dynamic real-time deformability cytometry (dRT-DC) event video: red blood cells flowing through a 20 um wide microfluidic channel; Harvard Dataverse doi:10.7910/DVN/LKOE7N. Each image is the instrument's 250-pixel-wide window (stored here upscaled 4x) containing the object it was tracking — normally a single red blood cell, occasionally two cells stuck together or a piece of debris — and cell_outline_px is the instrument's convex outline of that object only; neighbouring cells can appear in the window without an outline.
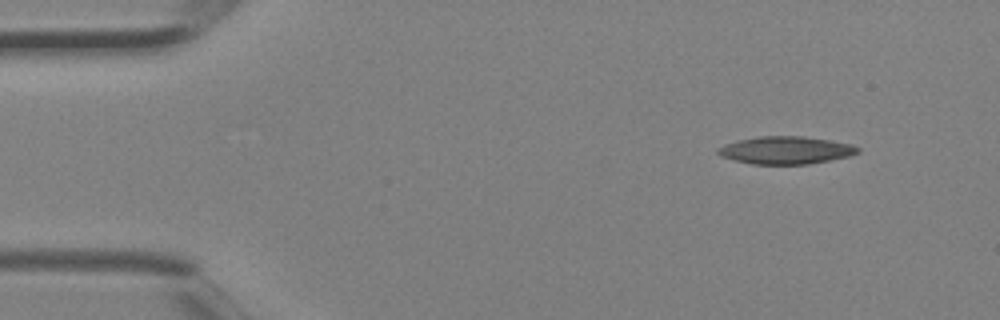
{"species": "Egyptian fruit bat (a non-hibernating species)", "species_latin": "Rousettus aegyptiacus", "temperature_condition": "room temperature", "stored_images_in_passage": 4, "camera_frame_rate_fps": 3000, "um_per_image_px": 0.085, "animal": {"sex": "female"}, "frame": {"image": 1, "passage_image": 4, "time_ms": 1.0, "image_size_px": [1000, 320], "cell_outline_px": [[860, 152], [848, 156], [808, 164], [752, 164], [720, 156], [716, 152], [716, 148], [724, 144], [740, 140], [760, 136], [804, 136], [852, 144], [860, 148]], "centroid_in_image_um": [66.78, 12.76], "position_along_channel_um": 18.2, "area_um2": 22.37}}